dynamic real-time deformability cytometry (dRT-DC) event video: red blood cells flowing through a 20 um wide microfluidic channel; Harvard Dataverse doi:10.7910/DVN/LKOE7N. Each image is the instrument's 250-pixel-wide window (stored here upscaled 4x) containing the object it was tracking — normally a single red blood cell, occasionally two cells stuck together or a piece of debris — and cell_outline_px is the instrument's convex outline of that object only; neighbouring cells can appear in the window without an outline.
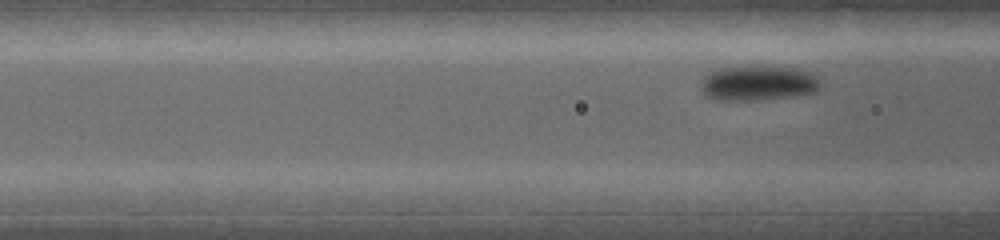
{"species": "common noctule bat (a hibernating species)", "species_latin": "Nyctalus noctula", "temperature_condition": "warm", "stored_images_in_passage": 4, "segment_of_instrument_passage": [2, 2], "camera_frame_rate_fps": 5000, "um_per_image_px": 0.085, "animal": {"sex": "female", "body_mass_g": 19.0, "forearm_length_mm": 53.3}, "frame": {"image": 1, "passage_image": 4, "time_ms": 0.8, "image_size_px": [1000, 240], "cell_outline_px": [[820, 84], [812, 92], [780, 96], [712, 96], [704, 88], [704, 80], [708, 72], [720, 68], [792, 68], [808, 72]], "centroid_in_image_um": [64.51, 6.98], "position_along_channel_um": 102.1, "area_um2": 20.81}}